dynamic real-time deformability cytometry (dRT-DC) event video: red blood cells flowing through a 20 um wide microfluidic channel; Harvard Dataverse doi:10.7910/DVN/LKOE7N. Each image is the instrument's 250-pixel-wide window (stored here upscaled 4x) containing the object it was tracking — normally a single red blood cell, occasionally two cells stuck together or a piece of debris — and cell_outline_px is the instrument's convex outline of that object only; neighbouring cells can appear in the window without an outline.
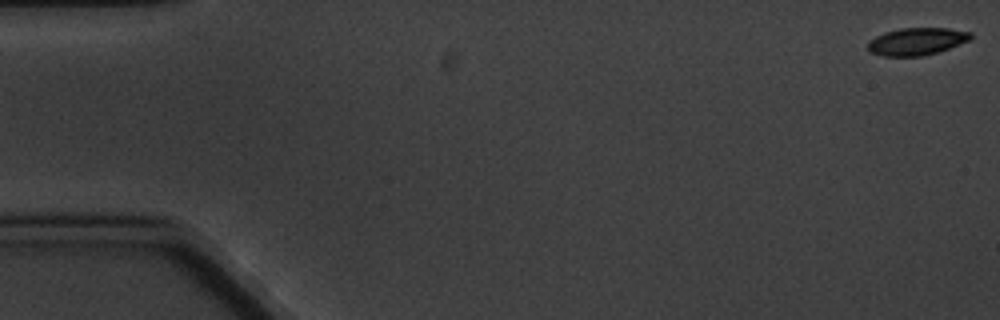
{"species": "common noctule bat (a hibernating species)", "species_latin": "Nyctalus noctula", "temperature_condition": "cold", "stored_images_in_passage": 6, "camera_frame_rate_fps": 3000, "um_per_image_px": 0.085, "animal": {"sex": "male", "body_mass_g": 20.1, "forearm_length_mm": 53.5}, "frame": {"image": 1, "passage_image": 1, "time_ms": 0.0, "image_size_px": [1000, 320], "cell_outline_px": [[972, 40], [924, 56], [884, 56], [868, 52], [868, 40], [884, 32], [900, 28], [948, 28], [972, 32]], "centroid_in_image_um": [77.92, 3.51], "position_along_channel_um": 7.1, "area_um2": 16.53}}
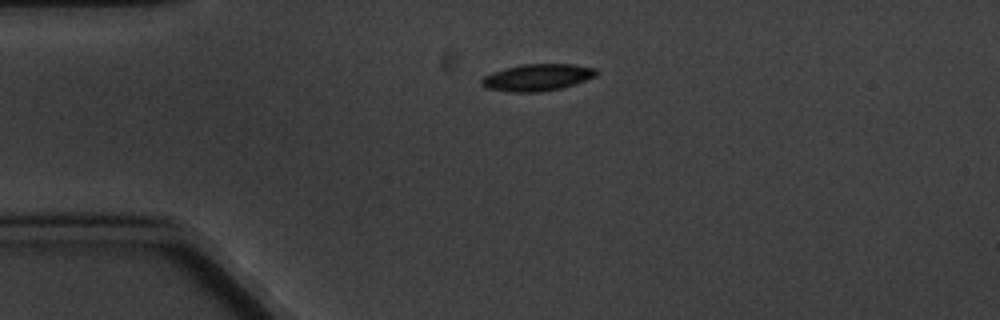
{"frame": {"image": 2, "passage_image": 5, "time_ms": 4.333, "image_size_px": [1000, 320], "cell_outline_px": [[600, 72], [596, 76], [576, 84], [560, 88], [540, 92], [508, 92], [484, 88], [480, 84], [480, 80], [484, 76], [492, 72], [504, 68], [520, 64], [572, 64], [596, 68]], "centroid_in_image_um": [45.65, 6.58], "position_along_channel_um": 39.3, "area_um2": 18.26}}